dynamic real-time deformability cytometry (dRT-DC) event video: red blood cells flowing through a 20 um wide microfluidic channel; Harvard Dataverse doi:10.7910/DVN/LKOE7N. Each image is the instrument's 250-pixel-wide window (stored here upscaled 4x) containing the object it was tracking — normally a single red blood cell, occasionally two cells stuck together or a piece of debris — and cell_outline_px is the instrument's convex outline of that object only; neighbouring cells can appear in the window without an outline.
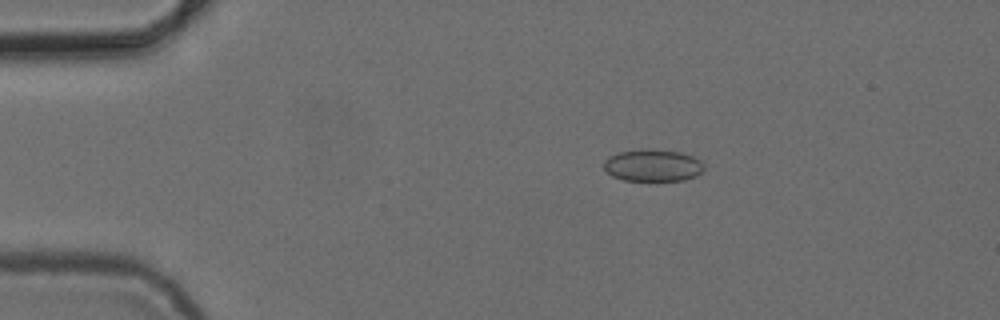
{"species": "common noctule bat (a hibernating species)", "species_latin": "Nyctalus noctula", "temperature_condition": "cold", "stored_images_in_passage": 6, "camera_frame_rate_fps": 3000, "um_per_image_px": 0.085, "animal": {"sex": "female", "body_mass_g": 24.6, "forearm_length_mm": 56.2}, "frame": {"image": 1, "passage_image": 2, "time_ms": 1.0, "image_size_px": [1000, 320], "cell_outline_px": [[704, 168], [696, 176], [684, 180], [624, 180], [612, 176], [604, 168], [604, 160], [608, 156], [620, 152], [640, 148], [644, 148], [680, 152], [692, 156], [700, 160], [704, 164]], "centroid_in_image_um": [55.48, 14.04], "position_along_channel_um": 29.5, "area_um2": 18.73}}
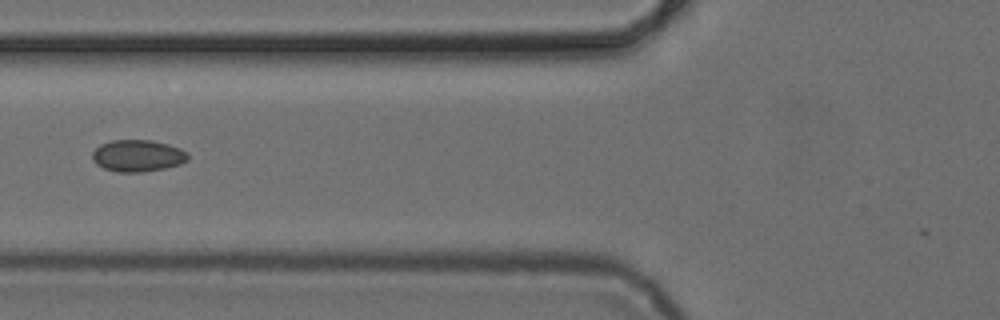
{"frame": {"image": 2, "passage_image": 5, "time_ms": 4.667, "image_size_px": [1000, 320], "cell_outline_px": [[188, 160], [180, 164], [164, 168], [140, 172], [116, 172], [104, 168], [96, 164], [92, 160], [92, 152], [100, 144], [112, 140], [152, 140], [168, 144], [180, 148], [188, 152]], "centroid_in_image_um": [11.69, 13.23], "position_along_channel_um": 114.1, "area_um2": 17.8}}
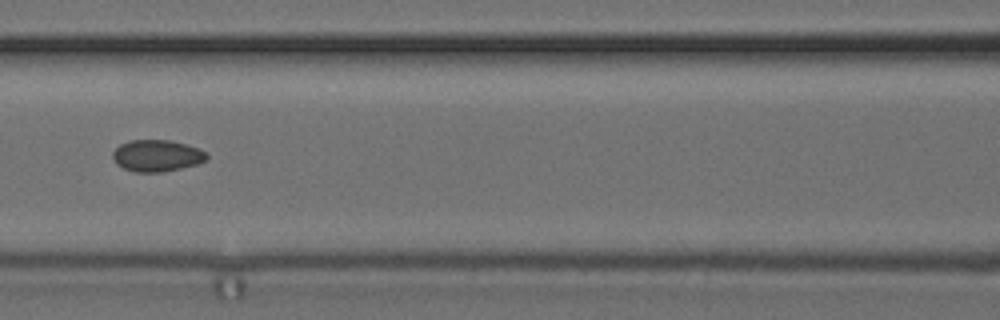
{"frame": {"image": 3, "passage_image": 6, "time_ms": 5.667, "image_size_px": [1000, 320], "cell_outline_px": [[208, 156], [204, 160], [196, 164], [180, 168], [160, 172], [136, 172], [124, 168], [116, 164], [112, 156], [112, 152], [120, 144], [132, 140], [168, 140], [184, 144], [208, 152]], "centroid_in_image_um": [13.3, 13.23], "position_along_channel_um": 153.3, "area_um2": 17.11}}